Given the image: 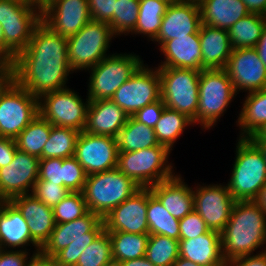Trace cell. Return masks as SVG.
I'll return each mask as SVG.
<instances>
[{
	"label": "cell",
	"mask_w": 266,
	"mask_h": 266,
	"mask_svg": "<svg viewBox=\"0 0 266 266\" xmlns=\"http://www.w3.org/2000/svg\"><path fill=\"white\" fill-rule=\"evenodd\" d=\"M255 201L259 204V206L265 211L266 213V183L261 188L258 197L255 199Z\"/></svg>",
	"instance_id": "58"
},
{
	"label": "cell",
	"mask_w": 266,
	"mask_h": 266,
	"mask_svg": "<svg viewBox=\"0 0 266 266\" xmlns=\"http://www.w3.org/2000/svg\"><path fill=\"white\" fill-rule=\"evenodd\" d=\"M140 188L130 177L115 168L88 175L82 194L88 211L103 218Z\"/></svg>",
	"instance_id": "6"
},
{
	"label": "cell",
	"mask_w": 266,
	"mask_h": 266,
	"mask_svg": "<svg viewBox=\"0 0 266 266\" xmlns=\"http://www.w3.org/2000/svg\"><path fill=\"white\" fill-rule=\"evenodd\" d=\"M150 188H140L102 218L105 231L149 234L147 196Z\"/></svg>",
	"instance_id": "19"
},
{
	"label": "cell",
	"mask_w": 266,
	"mask_h": 266,
	"mask_svg": "<svg viewBox=\"0 0 266 266\" xmlns=\"http://www.w3.org/2000/svg\"><path fill=\"white\" fill-rule=\"evenodd\" d=\"M227 266H266V251H256V254L235 258Z\"/></svg>",
	"instance_id": "52"
},
{
	"label": "cell",
	"mask_w": 266,
	"mask_h": 266,
	"mask_svg": "<svg viewBox=\"0 0 266 266\" xmlns=\"http://www.w3.org/2000/svg\"><path fill=\"white\" fill-rule=\"evenodd\" d=\"M236 124L239 138H250L266 123V89L247 93Z\"/></svg>",
	"instance_id": "30"
},
{
	"label": "cell",
	"mask_w": 266,
	"mask_h": 266,
	"mask_svg": "<svg viewBox=\"0 0 266 266\" xmlns=\"http://www.w3.org/2000/svg\"><path fill=\"white\" fill-rule=\"evenodd\" d=\"M37 181H50L63 185V168L61 158L39 160V177Z\"/></svg>",
	"instance_id": "47"
},
{
	"label": "cell",
	"mask_w": 266,
	"mask_h": 266,
	"mask_svg": "<svg viewBox=\"0 0 266 266\" xmlns=\"http://www.w3.org/2000/svg\"><path fill=\"white\" fill-rule=\"evenodd\" d=\"M164 103L159 99L138 110L133 117L148 127L154 128L164 110Z\"/></svg>",
	"instance_id": "49"
},
{
	"label": "cell",
	"mask_w": 266,
	"mask_h": 266,
	"mask_svg": "<svg viewBox=\"0 0 266 266\" xmlns=\"http://www.w3.org/2000/svg\"><path fill=\"white\" fill-rule=\"evenodd\" d=\"M128 116L161 99V81L157 67L143 64L111 98Z\"/></svg>",
	"instance_id": "13"
},
{
	"label": "cell",
	"mask_w": 266,
	"mask_h": 266,
	"mask_svg": "<svg viewBox=\"0 0 266 266\" xmlns=\"http://www.w3.org/2000/svg\"><path fill=\"white\" fill-rule=\"evenodd\" d=\"M175 0H140L138 21L131 35H144L153 41L160 30L167 6Z\"/></svg>",
	"instance_id": "33"
},
{
	"label": "cell",
	"mask_w": 266,
	"mask_h": 266,
	"mask_svg": "<svg viewBox=\"0 0 266 266\" xmlns=\"http://www.w3.org/2000/svg\"><path fill=\"white\" fill-rule=\"evenodd\" d=\"M69 87L56 90L38 98L39 114L50 124L84 131L90 100L86 101Z\"/></svg>",
	"instance_id": "12"
},
{
	"label": "cell",
	"mask_w": 266,
	"mask_h": 266,
	"mask_svg": "<svg viewBox=\"0 0 266 266\" xmlns=\"http://www.w3.org/2000/svg\"><path fill=\"white\" fill-rule=\"evenodd\" d=\"M250 140H266V123L264 126L258 130L254 135H252Z\"/></svg>",
	"instance_id": "60"
},
{
	"label": "cell",
	"mask_w": 266,
	"mask_h": 266,
	"mask_svg": "<svg viewBox=\"0 0 266 266\" xmlns=\"http://www.w3.org/2000/svg\"><path fill=\"white\" fill-rule=\"evenodd\" d=\"M52 124L38 114L15 138L19 151L40 157L49 139Z\"/></svg>",
	"instance_id": "37"
},
{
	"label": "cell",
	"mask_w": 266,
	"mask_h": 266,
	"mask_svg": "<svg viewBox=\"0 0 266 266\" xmlns=\"http://www.w3.org/2000/svg\"><path fill=\"white\" fill-rule=\"evenodd\" d=\"M231 177L226 184L236 201L255 200L266 183V161L249 138H237Z\"/></svg>",
	"instance_id": "4"
},
{
	"label": "cell",
	"mask_w": 266,
	"mask_h": 266,
	"mask_svg": "<svg viewBox=\"0 0 266 266\" xmlns=\"http://www.w3.org/2000/svg\"><path fill=\"white\" fill-rule=\"evenodd\" d=\"M76 266H114L109 233L103 230L78 258Z\"/></svg>",
	"instance_id": "40"
},
{
	"label": "cell",
	"mask_w": 266,
	"mask_h": 266,
	"mask_svg": "<svg viewBox=\"0 0 266 266\" xmlns=\"http://www.w3.org/2000/svg\"><path fill=\"white\" fill-rule=\"evenodd\" d=\"M262 152L264 160L266 161V140H251Z\"/></svg>",
	"instance_id": "62"
},
{
	"label": "cell",
	"mask_w": 266,
	"mask_h": 266,
	"mask_svg": "<svg viewBox=\"0 0 266 266\" xmlns=\"http://www.w3.org/2000/svg\"><path fill=\"white\" fill-rule=\"evenodd\" d=\"M200 26L201 12L198 1L175 0L167 6L159 33L153 42L161 46L165 41L177 37L199 34Z\"/></svg>",
	"instance_id": "20"
},
{
	"label": "cell",
	"mask_w": 266,
	"mask_h": 266,
	"mask_svg": "<svg viewBox=\"0 0 266 266\" xmlns=\"http://www.w3.org/2000/svg\"><path fill=\"white\" fill-rule=\"evenodd\" d=\"M30 254L27 251L0 249V264L2 266H25Z\"/></svg>",
	"instance_id": "50"
},
{
	"label": "cell",
	"mask_w": 266,
	"mask_h": 266,
	"mask_svg": "<svg viewBox=\"0 0 266 266\" xmlns=\"http://www.w3.org/2000/svg\"><path fill=\"white\" fill-rule=\"evenodd\" d=\"M63 186L70 192H82L87 174L75 156L62 159Z\"/></svg>",
	"instance_id": "43"
},
{
	"label": "cell",
	"mask_w": 266,
	"mask_h": 266,
	"mask_svg": "<svg viewBox=\"0 0 266 266\" xmlns=\"http://www.w3.org/2000/svg\"><path fill=\"white\" fill-rule=\"evenodd\" d=\"M161 99L166 107L197 120L201 71L185 68H158Z\"/></svg>",
	"instance_id": "10"
},
{
	"label": "cell",
	"mask_w": 266,
	"mask_h": 266,
	"mask_svg": "<svg viewBox=\"0 0 266 266\" xmlns=\"http://www.w3.org/2000/svg\"><path fill=\"white\" fill-rule=\"evenodd\" d=\"M265 244V211L255 200L236 201L229 221L221 232L224 260L228 263L235 258L255 254L262 247L266 251Z\"/></svg>",
	"instance_id": "2"
},
{
	"label": "cell",
	"mask_w": 266,
	"mask_h": 266,
	"mask_svg": "<svg viewBox=\"0 0 266 266\" xmlns=\"http://www.w3.org/2000/svg\"><path fill=\"white\" fill-rule=\"evenodd\" d=\"M10 69L11 78L37 98L66 88L69 74L74 73L68 61L67 38L41 21Z\"/></svg>",
	"instance_id": "1"
},
{
	"label": "cell",
	"mask_w": 266,
	"mask_h": 266,
	"mask_svg": "<svg viewBox=\"0 0 266 266\" xmlns=\"http://www.w3.org/2000/svg\"><path fill=\"white\" fill-rule=\"evenodd\" d=\"M201 24L228 30L250 12L242 0H198Z\"/></svg>",
	"instance_id": "29"
},
{
	"label": "cell",
	"mask_w": 266,
	"mask_h": 266,
	"mask_svg": "<svg viewBox=\"0 0 266 266\" xmlns=\"http://www.w3.org/2000/svg\"><path fill=\"white\" fill-rule=\"evenodd\" d=\"M10 201L26 219L32 239L42 248L56 225L53 209L32 194L20 195Z\"/></svg>",
	"instance_id": "23"
},
{
	"label": "cell",
	"mask_w": 266,
	"mask_h": 266,
	"mask_svg": "<svg viewBox=\"0 0 266 266\" xmlns=\"http://www.w3.org/2000/svg\"><path fill=\"white\" fill-rule=\"evenodd\" d=\"M115 139L118 152H132L159 145L154 128L138 122L133 116L128 117Z\"/></svg>",
	"instance_id": "31"
},
{
	"label": "cell",
	"mask_w": 266,
	"mask_h": 266,
	"mask_svg": "<svg viewBox=\"0 0 266 266\" xmlns=\"http://www.w3.org/2000/svg\"><path fill=\"white\" fill-rule=\"evenodd\" d=\"M70 191L63 185L50 183V181H36L32 195L48 207L53 208L63 200Z\"/></svg>",
	"instance_id": "44"
},
{
	"label": "cell",
	"mask_w": 266,
	"mask_h": 266,
	"mask_svg": "<svg viewBox=\"0 0 266 266\" xmlns=\"http://www.w3.org/2000/svg\"><path fill=\"white\" fill-rule=\"evenodd\" d=\"M181 176L177 173L173 178L150 187L151 193L178 220L194 210L192 187Z\"/></svg>",
	"instance_id": "26"
},
{
	"label": "cell",
	"mask_w": 266,
	"mask_h": 266,
	"mask_svg": "<svg viewBox=\"0 0 266 266\" xmlns=\"http://www.w3.org/2000/svg\"><path fill=\"white\" fill-rule=\"evenodd\" d=\"M236 96L225 69H203L199 78L197 120L193 124H200L202 130H210L224 116Z\"/></svg>",
	"instance_id": "7"
},
{
	"label": "cell",
	"mask_w": 266,
	"mask_h": 266,
	"mask_svg": "<svg viewBox=\"0 0 266 266\" xmlns=\"http://www.w3.org/2000/svg\"><path fill=\"white\" fill-rule=\"evenodd\" d=\"M40 22L41 8L33 0H0L6 64L10 65L16 55L26 49Z\"/></svg>",
	"instance_id": "3"
},
{
	"label": "cell",
	"mask_w": 266,
	"mask_h": 266,
	"mask_svg": "<svg viewBox=\"0 0 266 266\" xmlns=\"http://www.w3.org/2000/svg\"><path fill=\"white\" fill-rule=\"evenodd\" d=\"M140 0H116L115 13L109 23L112 32L117 37L129 35L138 21Z\"/></svg>",
	"instance_id": "41"
},
{
	"label": "cell",
	"mask_w": 266,
	"mask_h": 266,
	"mask_svg": "<svg viewBox=\"0 0 266 266\" xmlns=\"http://www.w3.org/2000/svg\"><path fill=\"white\" fill-rule=\"evenodd\" d=\"M266 25V16L249 13L228 29L233 49L256 47Z\"/></svg>",
	"instance_id": "34"
},
{
	"label": "cell",
	"mask_w": 266,
	"mask_h": 266,
	"mask_svg": "<svg viewBox=\"0 0 266 266\" xmlns=\"http://www.w3.org/2000/svg\"><path fill=\"white\" fill-rule=\"evenodd\" d=\"M179 239H191L207 233L210 229L200 215L193 210L179 222Z\"/></svg>",
	"instance_id": "45"
},
{
	"label": "cell",
	"mask_w": 266,
	"mask_h": 266,
	"mask_svg": "<svg viewBox=\"0 0 266 266\" xmlns=\"http://www.w3.org/2000/svg\"><path fill=\"white\" fill-rule=\"evenodd\" d=\"M116 266H154V265L144 256L139 259L120 262Z\"/></svg>",
	"instance_id": "57"
},
{
	"label": "cell",
	"mask_w": 266,
	"mask_h": 266,
	"mask_svg": "<svg viewBox=\"0 0 266 266\" xmlns=\"http://www.w3.org/2000/svg\"><path fill=\"white\" fill-rule=\"evenodd\" d=\"M25 266H59V265L56 263L54 257L47 256L43 254L41 251L37 253L33 251V254L30 256Z\"/></svg>",
	"instance_id": "53"
},
{
	"label": "cell",
	"mask_w": 266,
	"mask_h": 266,
	"mask_svg": "<svg viewBox=\"0 0 266 266\" xmlns=\"http://www.w3.org/2000/svg\"><path fill=\"white\" fill-rule=\"evenodd\" d=\"M128 117L112 99L90 101L84 131L115 138L125 126Z\"/></svg>",
	"instance_id": "24"
},
{
	"label": "cell",
	"mask_w": 266,
	"mask_h": 266,
	"mask_svg": "<svg viewBox=\"0 0 266 266\" xmlns=\"http://www.w3.org/2000/svg\"><path fill=\"white\" fill-rule=\"evenodd\" d=\"M91 20L88 0H53L41 9V21L65 38L78 33Z\"/></svg>",
	"instance_id": "18"
},
{
	"label": "cell",
	"mask_w": 266,
	"mask_h": 266,
	"mask_svg": "<svg viewBox=\"0 0 266 266\" xmlns=\"http://www.w3.org/2000/svg\"><path fill=\"white\" fill-rule=\"evenodd\" d=\"M104 230L102 218L88 211L85 215L70 222L59 223L51 232L41 252L54 257L72 241L79 239H95Z\"/></svg>",
	"instance_id": "21"
},
{
	"label": "cell",
	"mask_w": 266,
	"mask_h": 266,
	"mask_svg": "<svg viewBox=\"0 0 266 266\" xmlns=\"http://www.w3.org/2000/svg\"><path fill=\"white\" fill-rule=\"evenodd\" d=\"M190 125L193 127V121L185 114L165 106L161 117L154 127L156 139L159 144L172 151L177 140Z\"/></svg>",
	"instance_id": "35"
},
{
	"label": "cell",
	"mask_w": 266,
	"mask_h": 266,
	"mask_svg": "<svg viewBox=\"0 0 266 266\" xmlns=\"http://www.w3.org/2000/svg\"><path fill=\"white\" fill-rule=\"evenodd\" d=\"M146 216L149 234H159L179 240L180 220L173 217L152 193L147 196Z\"/></svg>",
	"instance_id": "36"
},
{
	"label": "cell",
	"mask_w": 266,
	"mask_h": 266,
	"mask_svg": "<svg viewBox=\"0 0 266 266\" xmlns=\"http://www.w3.org/2000/svg\"><path fill=\"white\" fill-rule=\"evenodd\" d=\"M202 185L197 184L192 188L194 210L210 230L221 233L229 221L236 200L225 184Z\"/></svg>",
	"instance_id": "14"
},
{
	"label": "cell",
	"mask_w": 266,
	"mask_h": 266,
	"mask_svg": "<svg viewBox=\"0 0 266 266\" xmlns=\"http://www.w3.org/2000/svg\"><path fill=\"white\" fill-rule=\"evenodd\" d=\"M0 61L2 63H5V39L1 24H0Z\"/></svg>",
	"instance_id": "59"
},
{
	"label": "cell",
	"mask_w": 266,
	"mask_h": 266,
	"mask_svg": "<svg viewBox=\"0 0 266 266\" xmlns=\"http://www.w3.org/2000/svg\"><path fill=\"white\" fill-rule=\"evenodd\" d=\"M112 245L114 265L145 256L149 234L107 231Z\"/></svg>",
	"instance_id": "32"
},
{
	"label": "cell",
	"mask_w": 266,
	"mask_h": 266,
	"mask_svg": "<svg viewBox=\"0 0 266 266\" xmlns=\"http://www.w3.org/2000/svg\"><path fill=\"white\" fill-rule=\"evenodd\" d=\"M11 79L10 65L6 63L0 64V90Z\"/></svg>",
	"instance_id": "56"
},
{
	"label": "cell",
	"mask_w": 266,
	"mask_h": 266,
	"mask_svg": "<svg viewBox=\"0 0 266 266\" xmlns=\"http://www.w3.org/2000/svg\"><path fill=\"white\" fill-rule=\"evenodd\" d=\"M53 0H35L34 2L42 9Z\"/></svg>",
	"instance_id": "63"
},
{
	"label": "cell",
	"mask_w": 266,
	"mask_h": 266,
	"mask_svg": "<svg viewBox=\"0 0 266 266\" xmlns=\"http://www.w3.org/2000/svg\"><path fill=\"white\" fill-rule=\"evenodd\" d=\"M38 114V98L11 78L0 90V137L15 139Z\"/></svg>",
	"instance_id": "11"
},
{
	"label": "cell",
	"mask_w": 266,
	"mask_h": 266,
	"mask_svg": "<svg viewBox=\"0 0 266 266\" xmlns=\"http://www.w3.org/2000/svg\"><path fill=\"white\" fill-rule=\"evenodd\" d=\"M145 257L154 266H173L179 257V240L149 234Z\"/></svg>",
	"instance_id": "39"
},
{
	"label": "cell",
	"mask_w": 266,
	"mask_h": 266,
	"mask_svg": "<svg viewBox=\"0 0 266 266\" xmlns=\"http://www.w3.org/2000/svg\"><path fill=\"white\" fill-rule=\"evenodd\" d=\"M170 153L161 144L132 152H118L116 168L139 187L150 188L176 175L174 164L168 160Z\"/></svg>",
	"instance_id": "5"
},
{
	"label": "cell",
	"mask_w": 266,
	"mask_h": 266,
	"mask_svg": "<svg viewBox=\"0 0 266 266\" xmlns=\"http://www.w3.org/2000/svg\"><path fill=\"white\" fill-rule=\"evenodd\" d=\"M144 64L139 55L111 53L96 66L88 69L87 98L90 101L111 99L117 89Z\"/></svg>",
	"instance_id": "8"
},
{
	"label": "cell",
	"mask_w": 266,
	"mask_h": 266,
	"mask_svg": "<svg viewBox=\"0 0 266 266\" xmlns=\"http://www.w3.org/2000/svg\"><path fill=\"white\" fill-rule=\"evenodd\" d=\"M74 156L87 176L113 170L117 166L118 156L116 139L82 131L76 141Z\"/></svg>",
	"instance_id": "16"
},
{
	"label": "cell",
	"mask_w": 266,
	"mask_h": 266,
	"mask_svg": "<svg viewBox=\"0 0 266 266\" xmlns=\"http://www.w3.org/2000/svg\"><path fill=\"white\" fill-rule=\"evenodd\" d=\"M179 257L201 266H227L222 256L221 233L209 230L191 239H179Z\"/></svg>",
	"instance_id": "27"
},
{
	"label": "cell",
	"mask_w": 266,
	"mask_h": 266,
	"mask_svg": "<svg viewBox=\"0 0 266 266\" xmlns=\"http://www.w3.org/2000/svg\"><path fill=\"white\" fill-rule=\"evenodd\" d=\"M159 51L164 56L157 68H185L202 71L201 46L199 34H190L188 37H177L165 41Z\"/></svg>",
	"instance_id": "25"
},
{
	"label": "cell",
	"mask_w": 266,
	"mask_h": 266,
	"mask_svg": "<svg viewBox=\"0 0 266 266\" xmlns=\"http://www.w3.org/2000/svg\"><path fill=\"white\" fill-rule=\"evenodd\" d=\"M250 13L266 16V0H242Z\"/></svg>",
	"instance_id": "54"
},
{
	"label": "cell",
	"mask_w": 266,
	"mask_h": 266,
	"mask_svg": "<svg viewBox=\"0 0 266 266\" xmlns=\"http://www.w3.org/2000/svg\"><path fill=\"white\" fill-rule=\"evenodd\" d=\"M224 69L237 94L266 89V67L255 47L233 49Z\"/></svg>",
	"instance_id": "17"
},
{
	"label": "cell",
	"mask_w": 266,
	"mask_h": 266,
	"mask_svg": "<svg viewBox=\"0 0 266 266\" xmlns=\"http://www.w3.org/2000/svg\"><path fill=\"white\" fill-rule=\"evenodd\" d=\"M199 38L202 54L201 67L224 69L233 50L228 30L201 24Z\"/></svg>",
	"instance_id": "28"
},
{
	"label": "cell",
	"mask_w": 266,
	"mask_h": 266,
	"mask_svg": "<svg viewBox=\"0 0 266 266\" xmlns=\"http://www.w3.org/2000/svg\"><path fill=\"white\" fill-rule=\"evenodd\" d=\"M52 209L56 224L73 221L88 212L82 192H70Z\"/></svg>",
	"instance_id": "42"
},
{
	"label": "cell",
	"mask_w": 266,
	"mask_h": 266,
	"mask_svg": "<svg viewBox=\"0 0 266 266\" xmlns=\"http://www.w3.org/2000/svg\"><path fill=\"white\" fill-rule=\"evenodd\" d=\"M173 266H201V265L193 263L188 259L178 257V259L174 262Z\"/></svg>",
	"instance_id": "61"
},
{
	"label": "cell",
	"mask_w": 266,
	"mask_h": 266,
	"mask_svg": "<svg viewBox=\"0 0 266 266\" xmlns=\"http://www.w3.org/2000/svg\"><path fill=\"white\" fill-rule=\"evenodd\" d=\"M40 158L18 149L10 164L0 168V201L32 194L39 177Z\"/></svg>",
	"instance_id": "15"
},
{
	"label": "cell",
	"mask_w": 266,
	"mask_h": 266,
	"mask_svg": "<svg viewBox=\"0 0 266 266\" xmlns=\"http://www.w3.org/2000/svg\"><path fill=\"white\" fill-rule=\"evenodd\" d=\"M79 131L69 127L52 125L48 141L43 147L40 159L67 158L74 156Z\"/></svg>",
	"instance_id": "38"
},
{
	"label": "cell",
	"mask_w": 266,
	"mask_h": 266,
	"mask_svg": "<svg viewBox=\"0 0 266 266\" xmlns=\"http://www.w3.org/2000/svg\"><path fill=\"white\" fill-rule=\"evenodd\" d=\"M92 20L110 23L115 13L116 0H88Z\"/></svg>",
	"instance_id": "48"
},
{
	"label": "cell",
	"mask_w": 266,
	"mask_h": 266,
	"mask_svg": "<svg viewBox=\"0 0 266 266\" xmlns=\"http://www.w3.org/2000/svg\"><path fill=\"white\" fill-rule=\"evenodd\" d=\"M40 252L41 247L32 239L26 219L11 201H0V249L29 252L30 246ZM21 248V249H20Z\"/></svg>",
	"instance_id": "22"
},
{
	"label": "cell",
	"mask_w": 266,
	"mask_h": 266,
	"mask_svg": "<svg viewBox=\"0 0 266 266\" xmlns=\"http://www.w3.org/2000/svg\"><path fill=\"white\" fill-rule=\"evenodd\" d=\"M255 49L258 53L259 58L266 67V25L263 29L261 37L259 38V41L257 42Z\"/></svg>",
	"instance_id": "55"
},
{
	"label": "cell",
	"mask_w": 266,
	"mask_h": 266,
	"mask_svg": "<svg viewBox=\"0 0 266 266\" xmlns=\"http://www.w3.org/2000/svg\"><path fill=\"white\" fill-rule=\"evenodd\" d=\"M94 239H79L72 241L67 247L59 251L54 259L59 266H76L81 252L92 243Z\"/></svg>",
	"instance_id": "46"
},
{
	"label": "cell",
	"mask_w": 266,
	"mask_h": 266,
	"mask_svg": "<svg viewBox=\"0 0 266 266\" xmlns=\"http://www.w3.org/2000/svg\"><path fill=\"white\" fill-rule=\"evenodd\" d=\"M114 37L108 23L91 20L67 38L68 61L73 72H86L111 55L107 52Z\"/></svg>",
	"instance_id": "9"
},
{
	"label": "cell",
	"mask_w": 266,
	"mask_h": 266,
	"mask_svg": "<svg viewBox=\"0 0 266 266\" xmlns=\"http://www.w3.org/2000/svg\"><path fill=\"white\" fill-rule=\"evenodd\" d=\"M17 150L15 139L0 137V168L10 164Z\"/></svg>",
	"instance_id": "51"
}]
</instances>
